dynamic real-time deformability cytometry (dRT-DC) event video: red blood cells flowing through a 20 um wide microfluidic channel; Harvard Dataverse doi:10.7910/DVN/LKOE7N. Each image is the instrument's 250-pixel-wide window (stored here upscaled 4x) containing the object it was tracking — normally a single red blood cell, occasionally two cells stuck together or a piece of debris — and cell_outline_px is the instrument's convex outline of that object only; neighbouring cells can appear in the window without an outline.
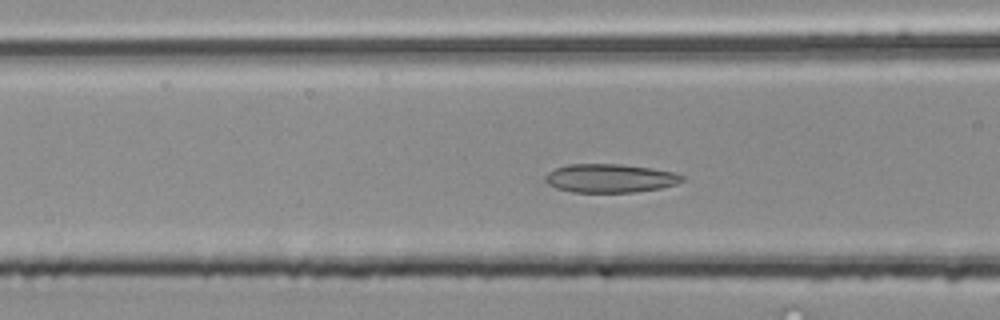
{"species": "common noctule bat (a hibernating species)", "species_latin": "Nyctalus noctula", "temperature_condition": "room temperature", "stored_images_in_passage": 49, "camera_frame_rate_fps": 3000, "um_per_image_px": 0.085, "animal": {"sex": "male", "body_mass_g": 20.4}, "frame": {"image": 1, "passage_image": 17, "time_ms": 5.333, "image_size_px": [1000, 320], "cell_outline_px": [[688, 176], [684, 180], [676, 184], [660, 188], [632, 192], [572, 192], [556, 188], [548, 184], [544, 180], [544, 176], [548, 172], [556, 168], [568, 164], [620, 164], [652, 168], [672, 172]], "centroid_in_image_um": [51.86, 15.15], "position_along_channel_um": 114.7, "area_um2": 22.89}}
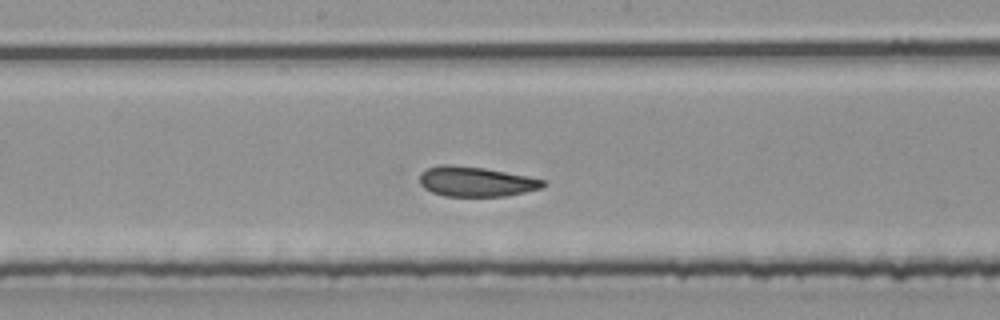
{"frame": {"image": 2, "passage_image": 24, "time_ms": 7.667, "image_size_px": [1000, 320], "cell_outline_px": [[548, 184], [540, 188], [524, 192], [504, 196], [444, 196], [432, 192], [424, 188], [420, 184], [420, 172], [428, 168], [440, 164], [448, 164], [484, 168], [528, 176], [544, 180]], "centroid_in_image_um": [40.43, 15.43], "position_along_channel_um": 207.8, "area_um2": 21.5}}
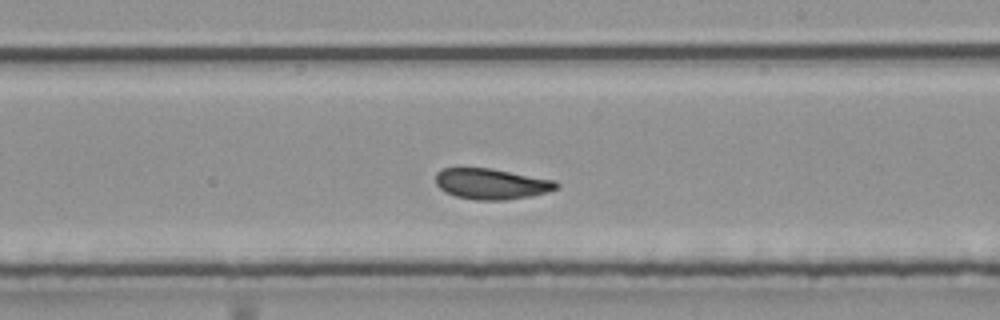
{"frame": {"image": 3, "passage_image": 27, "time_ms": 8.667, "image_size_px": [1000, 320], "cell_outline_px": [[560, 188], [532, 196], [504, 200], [476, 200], [456, 196], [444, 192], [436, 184], [436, 172], [444, 168], [492, 168], [556, 180], [560, 184]], "centroid_in_image_um": [41.81, 15.62], "position_along_channel_um": 247.2, "area_um2": 21.85}, "authors_computed_cell_mechanics": {"area_um2": 22.1374, "velocity_mm_per_s": 3.9819, "shape_relaxation_time_tau1_ms": 4.6123, "shape_relaxation_time_tau2_ms": 1.2033, "deformation_change_tau1": 0.1051, "deformation_change_tau2": 0.0773}}